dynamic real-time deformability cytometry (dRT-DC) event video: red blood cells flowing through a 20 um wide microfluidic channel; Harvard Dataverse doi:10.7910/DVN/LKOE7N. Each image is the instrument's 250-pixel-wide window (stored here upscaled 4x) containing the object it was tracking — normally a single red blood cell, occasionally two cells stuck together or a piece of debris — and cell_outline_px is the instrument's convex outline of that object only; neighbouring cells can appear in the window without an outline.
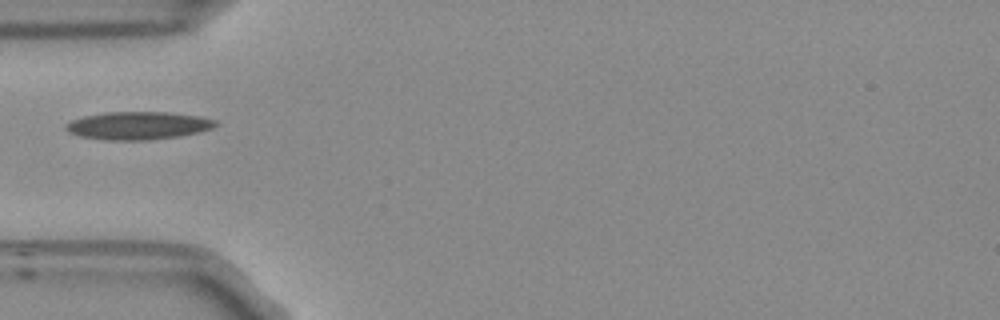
{"species": "Egyptian fruit bat (a non-hibernating species)", "species_latin": "Rousettus aegyptiacus", "temperature_condition": "room temperature", "stored_images_in_passage": 34, "camera_frame_rate_fps": 3000, "um_per_image_px": 0.085, "frame": {"image": 1, "passage_image": 1, "time_ms": 0.0, "image_size_px": [1000, 320], "cell_outline_px": [[220, 124], [212, 128], [200, 132], [180, 136], [148, 140], [112, 140], [80, 136], [68, 132], [64, 128], [64, 124], [72, 120], [84, 116], [104, 112], [168, 112], [200, 116], [216, 120]], "centroid_in_image_um": [11.76, 10.67], "position_along_channel_um": 73.2, "area_um2": 24.45}}
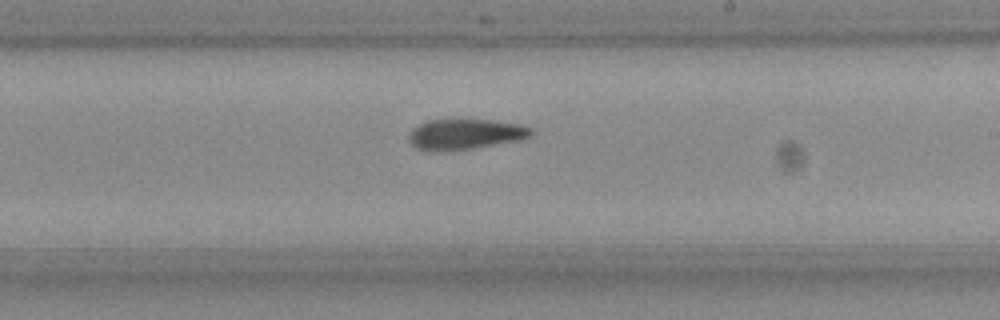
{"frame": {"image": 2, "passage_image": 15, "time_ms": 4.667, "image_size_px": [1000, 320], "cell_outline_px": [[532, 136], [520, 140], [472, 148], [440, 152], [436, 152], [416, 148], [408, 140], [408, 136], [412, 128], [416, 124], [428, 120], [492, 120], [520, 124], [532, 128]], "centroid_in_image_um": [39.51, 11.41], "position_along_channel_um": 249.5, "area_um2": 21.85}}
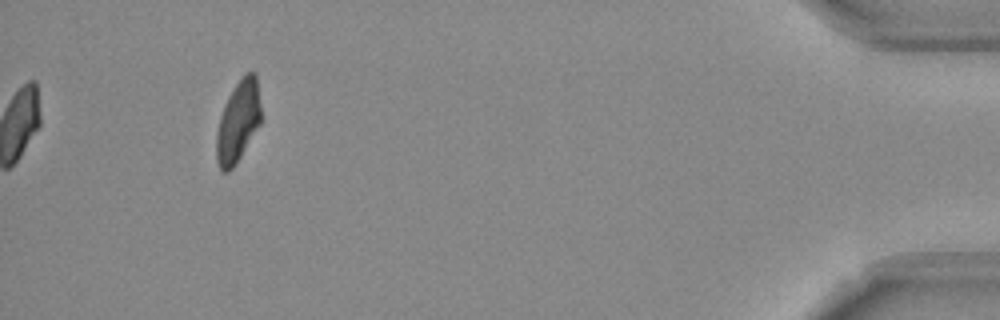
{"frame": {"image": 3, "passage_image": 34, "time_ms": 11.0, "image_size_px": [1000, 320], "cell_outline_px": [[260, 124], [236, 164], [228, 172], [224, 172], [220, 168], [216, 160], [216, 132], [220, 116], [228, 96], [240, 76], [244, 72], [256, 72], [260, 104]], "centroid_in_image_um": [20.23, 10.31], "position_along_channel_um": 415.0, "area_um2": 21.21}}